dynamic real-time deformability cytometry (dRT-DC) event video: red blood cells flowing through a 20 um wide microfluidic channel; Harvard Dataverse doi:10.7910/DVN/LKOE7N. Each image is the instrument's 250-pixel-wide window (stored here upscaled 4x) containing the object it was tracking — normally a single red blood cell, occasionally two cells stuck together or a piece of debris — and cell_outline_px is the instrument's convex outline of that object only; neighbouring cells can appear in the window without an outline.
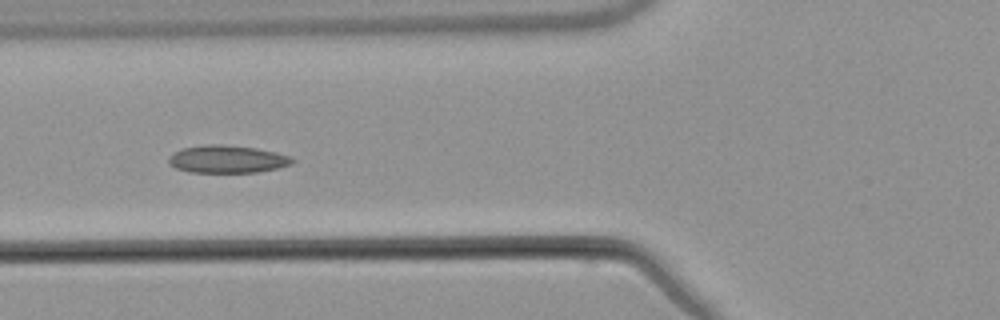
{"species": "common noctule bat (a hibernating species)", "species_latin": "Nyctalus noctula", "temperature_condition": "warm", "stored_images_in_passage": 6, "camera_frame_rate_fps": 3000, "um_per_image_px": 0.085, "animal": {"sex": "male", "body_mass_g": 21.5, "forearm_length_mm": 52.0}, "frame": {"image": 1, "passage_image": 4, "time_ms": 4.333, "image_size_px": [1000, 320], "cell_outline_px": [[296, 160], [292, 164], [276, 168], [256, 172], [188, 172], [176, 168], [168, 164], [168, 156], [180, 148], [204, 144], [224, 144], [256, 148], [276, 152], [288, 156]], "centroid_in_image_um": [19.26, 13.51], "position_along_channel_um": 106.5, "area_um2": 20.06}}
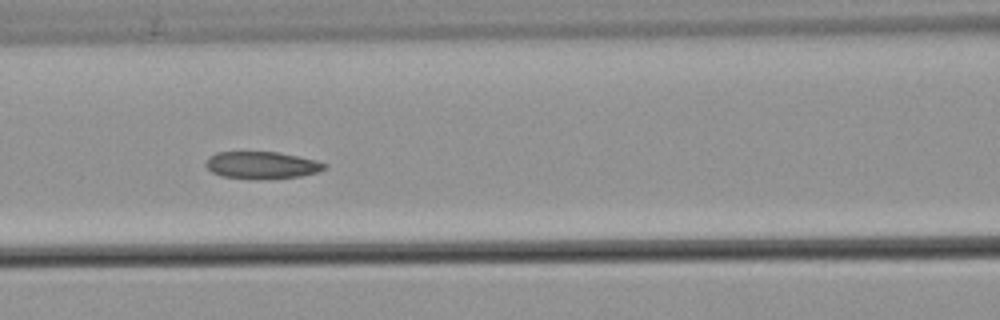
{"frame": {"image": 2, "passage_image": 5, "time_ms": 5.333, "image_size_px": [1000, 320], "cell_outline_px": [[328, 168], [316, 172], [300, 176], [256, 180], [220, 176], [212, 172], [204, 164], [208, 156], [216, 152], [280, 152], [316, 160], [328, 164]], "centroid_in_image_um": [22.24, 14.04], "position_along_channel_um": 144.4, "area_um2": 19.07}}